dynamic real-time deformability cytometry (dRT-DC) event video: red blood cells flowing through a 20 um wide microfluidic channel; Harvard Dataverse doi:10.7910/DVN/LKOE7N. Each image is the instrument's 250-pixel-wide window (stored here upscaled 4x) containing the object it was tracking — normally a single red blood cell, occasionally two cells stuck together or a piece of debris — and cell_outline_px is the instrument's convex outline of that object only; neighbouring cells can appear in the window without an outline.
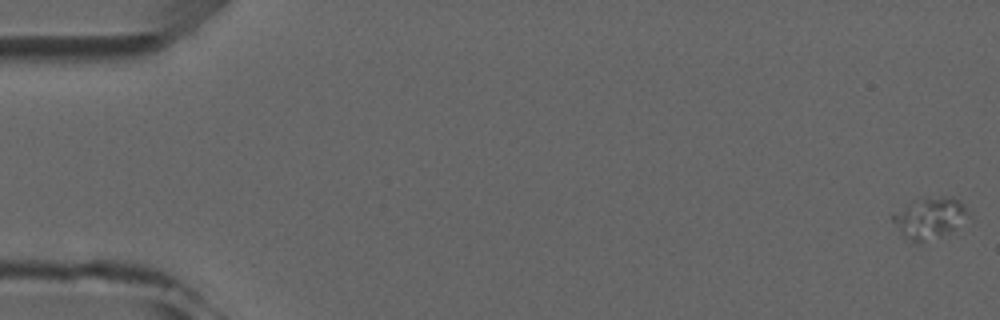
{"species": "common noctule bat (a hibernating species)", "species_latin": "Nyctalus noctula", "temperature_condition": "room temperature", "stored_images_in_passage": 5, "camera_frame_rate_fps": 3000, "um_per_image_px": 0.085, "animal": {"sex": "male", "forearm_length_mm": 52.5}, "frame": {"image": 1, "passage_image": 1, "time_ms": 0.0, "image_size_px": [1000, 320], "cell_outline_px": [[968, 216], [948, 232], [940, 236], [920, 244], [912, 244], [900, 232], [892, 220], [892, 216], [908, 204], [924, 196], [952, 196], [960, 200], [964, 204]], "centroid_in_image_um": [79.0, 18.52], "position_along_channel_um": 6.0, "area_um2": 17.98}}
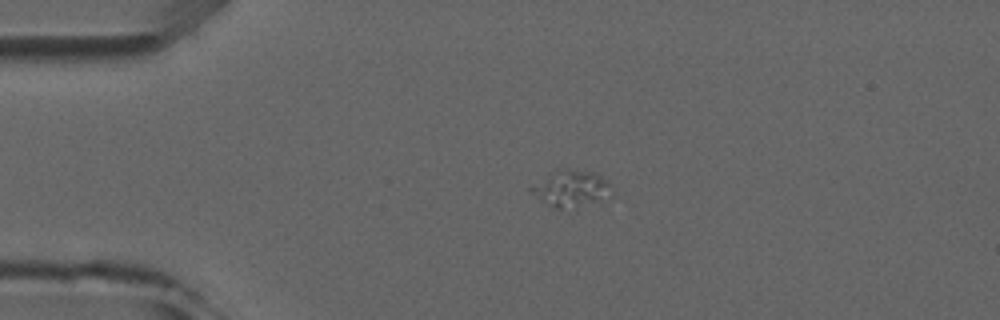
{"frame": {"image": 2, "passage_image": 4, "time_ms": 3.667, "image_size_px": [1000, 320], "cell_outline_px": [[612, 188], [576, 212], [556, 208], [548, 204], [528, 192], [528, 188], [532, 184], [556, 172], [592, 172], [608, 180]], "centroid_in_image_um": [48.45, 16.11], "position_along_channel_um": 36.5, "area_um2": 16.24}}